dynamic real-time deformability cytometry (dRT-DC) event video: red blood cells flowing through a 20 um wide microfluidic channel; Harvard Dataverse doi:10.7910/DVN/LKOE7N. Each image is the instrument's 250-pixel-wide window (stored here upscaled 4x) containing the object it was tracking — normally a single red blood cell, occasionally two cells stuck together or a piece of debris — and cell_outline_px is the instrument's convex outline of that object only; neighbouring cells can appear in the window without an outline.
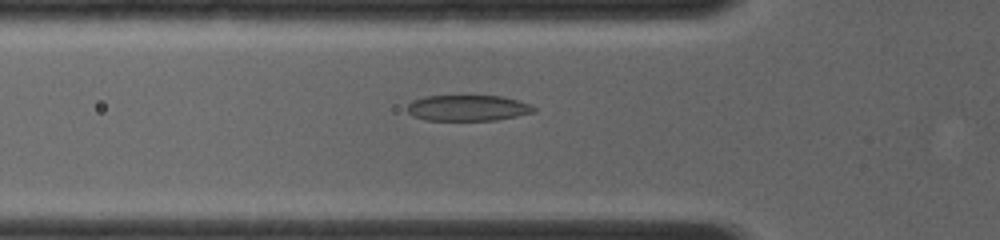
{"species": "common noctule bat (a hibernating species)", "species_latin": "Nyctalus noctula", "temperature_condition": "room temperature", "stored_images_in_passage": 65, "camera_frame_rate_fps": 4000, "um_per_image_px": 0.085, "animal": {"sex": "female", "body_mass_g": 19.0, "forearm_length_mm": 56.7}, "frame": {"image": 1, "passage_image": 22, "time_ms": 4.5, "image_size_px": [1000, 240], "cell_outline_px": [[536, 112], [496, 120], [424, 120], [412, 116], [404, 108], [412, 100], [424, 96], [464, 92], [504, 96], [528, 104], [536, 108]], "centroid_in_image_um": [39.69, 9.11], "position_along_channel_um": 86.1, "area_um2": 20.35}}
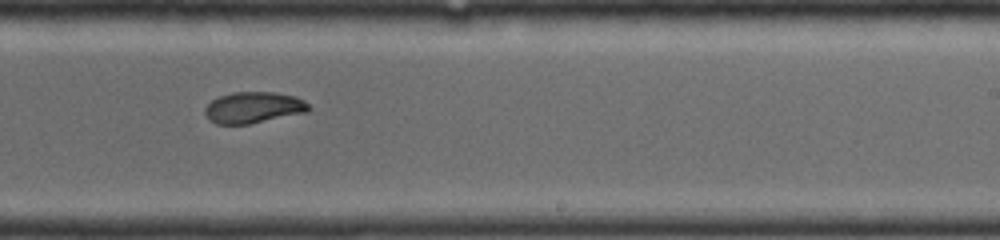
{"frame": {"image": 2, "passage_image": 39, "time_ms": 8.5, "image_size_px": [1000, 240], "cell_outline_px": [[312, 108], [308, 112], [248, 124], [216, 124], [208, 120], [204, 112], [204, 108], [212, 100], [220, 96], [232, 92], [276, 92], [296, 96], [304, 100]], "centroid_in_image_um": [21.55, 9.14], "position_along_channel_um": 267.4, "area_um2": 19.07}}
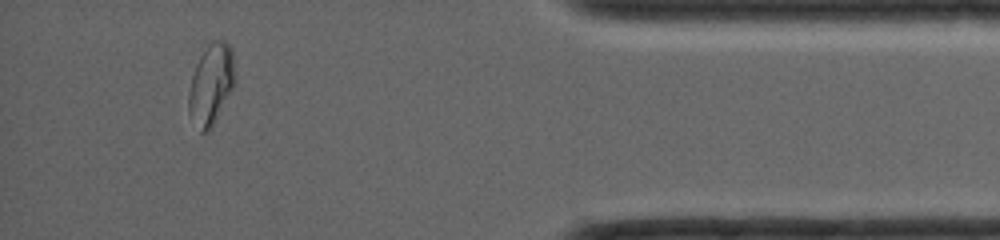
{"frame": {"image": 3, "passage_image": 59, "time_ms": 12.5, "image_size_px": [1000, 240], "cell_outline_px": [[236, 84], [212, 128], [204, 132], [200, 132], [188, 112], [188, 92], [192, 76], [196, 64], [200, 56], [208, 44], [212, 40], [224, 40], [232, 48], [236, 80]], "centroid_in_image_um": [17.97, 7.16], "position_along_channel_um": 417.2, "area_um2": 22.14}}